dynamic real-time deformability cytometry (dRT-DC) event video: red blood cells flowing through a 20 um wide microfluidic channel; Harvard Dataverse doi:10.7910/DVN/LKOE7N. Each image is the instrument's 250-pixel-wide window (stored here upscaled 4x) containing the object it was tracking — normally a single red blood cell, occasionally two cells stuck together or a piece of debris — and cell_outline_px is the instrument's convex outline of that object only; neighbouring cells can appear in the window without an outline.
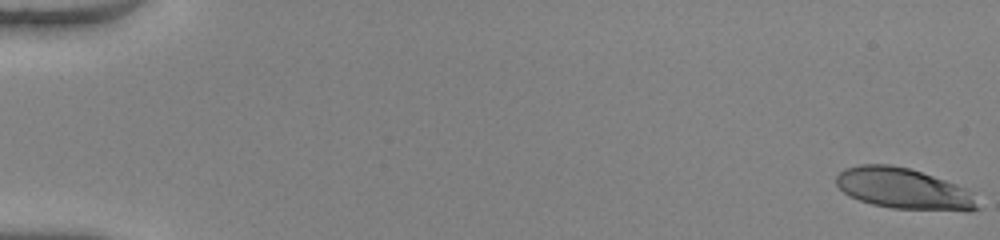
{"species": "human", "species_latin": "Homo sapiens", "temperature_condition": "warm", "stored_images_in_passage": 51, "camera_frame_rate_fps": 3000, "um_per_image_px": 0.085, "donor": {"sex": "female"}, "frame": {"image": 1, "passage_image": 1, "time_ms": 0.0, "image_size_px": [1000, 240], "cell_outline_px": [[980, 208], [972, 212], [968, 212], [892, 208], [872, 204], [848, 196], [836, 184], [836, 176], [844, 168], [860, 164], [892, 164], [908, 168], [956, 184], [964, 188], [968, 192]], "centroid_in_image_um": [76.78, 16.05], "position_along_channel_um": 8.2, "area_um2": 33.64}}
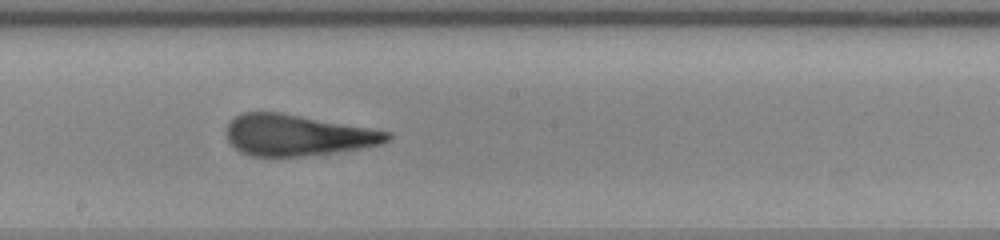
{"frame": {"image": 2, "passage_image": 30, "time_ms": 9.667, "image_size_px": [1000, 240], "cell_outline_px": [[392, 136], [388, 140], [380, 144], [360, 148], [300, 156], [252, 156], [240, 152], [228, 140], [228, 124], [240, 112], [280, 112], [392, 132]], "centroid_in_image_um": [25.27, 11.48], "position_along_channel_um": 222.9, "area_um2": 37.97}}
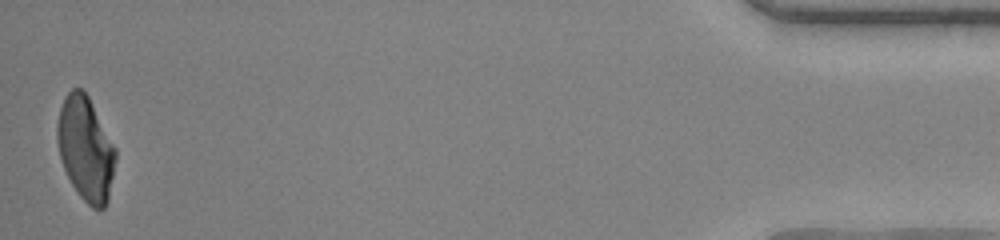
{"frame": {"image": 3, "passage_image": 51, "time_ms": 16.667, "image_size_px": [1000, 240], "cell_outline_px": [[116, 160], [108, 200], [104, 208], [92, 208], [76, 192], [64, 168], [60, 156], [56, 140], [56, 124], [60, 108], [64, 96], [72, 88], [80, 88], [88, 96], [116, 148]], "centroid_in_image_um": [7.27, 12.63], "position_along_channel_um": 427.9, "area_um2": 35.32}}